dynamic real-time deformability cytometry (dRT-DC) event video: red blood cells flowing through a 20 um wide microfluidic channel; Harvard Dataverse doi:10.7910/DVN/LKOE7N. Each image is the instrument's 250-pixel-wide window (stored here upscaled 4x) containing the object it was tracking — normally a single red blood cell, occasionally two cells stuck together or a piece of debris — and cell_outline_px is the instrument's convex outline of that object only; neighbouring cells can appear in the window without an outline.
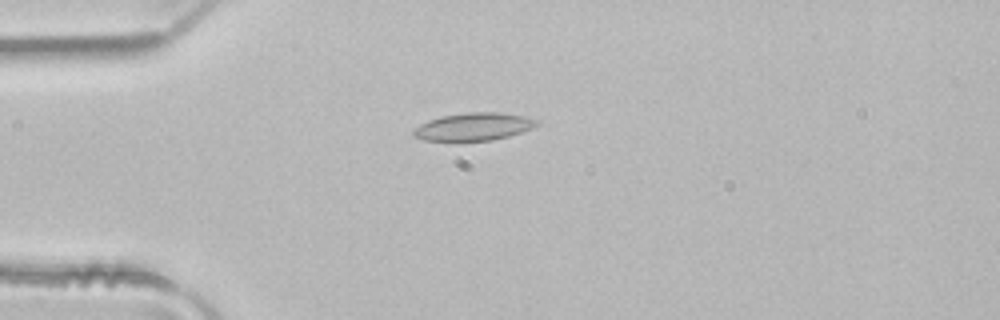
{"species": "common noctule bat (a hibernating species)", "species_latin": "Nyctalus noctula", "temperature_condition": "room temperature", "stored_images_in_passage": 5, "camera_frame_rate_fps": 3000, "um_per_image_px": 0.085, "animal": {"sex": "male", "body_mass_g": 21.5, "forearm_length_mm": 52.0}, "frame": {"image": 1, "passage_image": 5, "time_ms": 1.333, "image_size_px": [1000, 320], "cell_outline_px": [[540, 124], [532, 128], [508, 136], [492, 140], [424, 140], [412, 136], [412, 132], [420, 124], [428, 120], [440, 116], [464, 112], [500, 112], [524, 116], [536, 120]], "centroid_in_image_um": [40.24, 10.75], "position_along_channel_um": 44.8, "area_um2": 19.77}}